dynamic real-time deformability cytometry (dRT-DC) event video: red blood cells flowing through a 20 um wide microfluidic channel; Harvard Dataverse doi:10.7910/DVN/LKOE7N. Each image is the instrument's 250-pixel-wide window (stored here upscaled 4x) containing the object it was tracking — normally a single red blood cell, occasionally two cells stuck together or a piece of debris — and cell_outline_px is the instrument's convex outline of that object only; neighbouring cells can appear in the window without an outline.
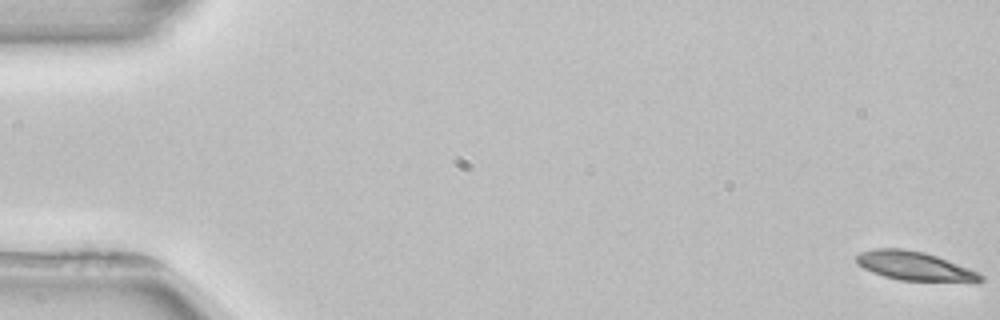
{"species": "common noctule bat (a hibernating species)", "species_latin": "Nyctalus noctula", "temperature_condition": "room temperature", "stored_images_in_passage": 4, "camera_frame_rate_fps": 3000, "um_per_image_px": 0.085, "animal": {"sex": "female", "body_mass_g": 22.7, "forearm_length_mm": 54.2}, "frame": {"image": 1, "passage_image": 1, "time_ms": 0.0, "image_size_px": [1000, 320], "cell_outline_px": [[984, 280], [900, 280], [884, 276], [872, 272], [856, 264], [856, 256], [860, 252], [876, 248], [904, 248], [924, 252], [936, 256], [968, 268], [984, 276]], "centroid_in_image_um": [77.61, 22.57], "position_along_channel_um": 7.4, "area_um2": 20.23}}
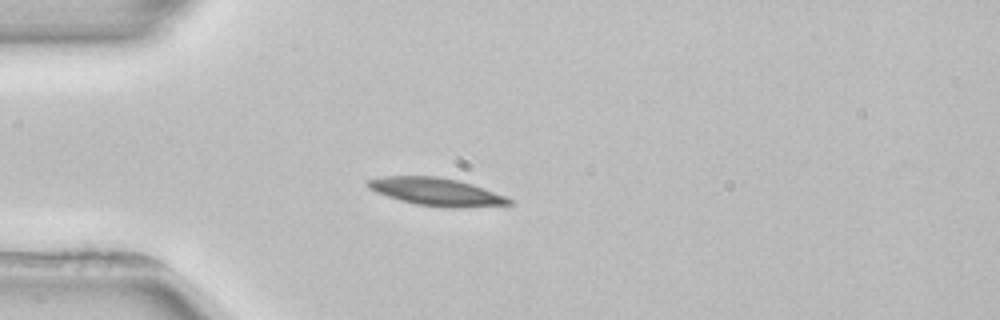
{"frame": {"image": 2, "passage_image": 4, "time_ms": 4.667, "image_size_px": [1000, 320], "cell_outline_px": [[512, 204], [456, 208], [448, 208], [416, 204], [400, 200], [376, 192], [368, 188], [364, 184], [364, 180], [384, 176], [436, 176], [460, 180], [472, 184], [504, 196], [512, 200]], "centroid_in_image_um": [37.02, 16.29], "position_along_channel_um": 48.0, "area_um2": 22.83}}